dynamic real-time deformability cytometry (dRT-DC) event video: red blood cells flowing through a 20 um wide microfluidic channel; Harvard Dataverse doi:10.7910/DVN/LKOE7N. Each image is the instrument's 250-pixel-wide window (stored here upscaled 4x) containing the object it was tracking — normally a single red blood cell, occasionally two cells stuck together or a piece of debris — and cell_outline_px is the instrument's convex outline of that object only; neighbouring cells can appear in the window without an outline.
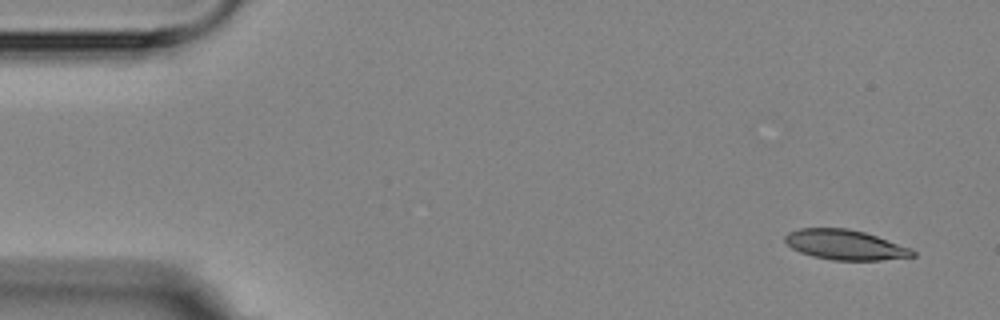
{"species": "Egyptian fruit bat (a non-hibernating species)", "species_latin": "Rousettus aegyptiacus", "temperature_condition": "room temperature", "stored_images_in_passage": 3, "camera_frame_rate_fps": 3000, "um_per_image_px": 0.085, "animal": {"sex": "female"}, "frame": {"image": 1, "passage_image": 1, "time_ms": 0.0, "image_size_px": [1000, 320], "cell_outline_px": [[916, 256], [880, 260], [832, 260], [812, 256], [800, 252], [792, 248], [784, 240], [784, 236], [788, 232], [800, 228], [848, 228], [864, 232], [912, 248], [916, 252]], "centroid_in_image_um": [71.84, 20.81], "position_along_channel_um": 13.2, "area_um2": 22.31}}